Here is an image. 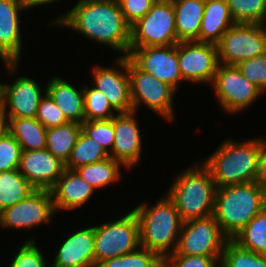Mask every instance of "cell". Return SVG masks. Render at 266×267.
Returning a JSON list of instances; mask_svg holds the SVG:
<instances>
[{
	"mask_svg": "<svg viewBox=\"0 0 266 267\" xmlns=\"http://www.w3.org/2000/svg\"><path fill=\"white\" fill-rule=\"evenodd\" d=\"M53 23L72 28L94 42L111 47L122 56L129 53L130 25L116 0H78Z\"/></svg>",
	"mask_w": 266,
	"mask_h": 267,
	"instance_id": "1",
	"label": "cell"
},
{
	"mask_svg": "<svg viewBox=\"0 0 266 267\" xmlns=\"http://www.w3.org/2000/svg\"><path fill=\"white\" fill-rule=\"evenodd\" d=\"M265 207L266 190L256 181L217 187L213 217L233 239Z\"/></svg>",
	"mask_w": 266,
	"mask_h": 267,
	"instance_id": "2",
	"label": "cell"
},
{
	"mask_svg": "<svg viewBox=\"0 0 266 267\" xmlns=\"http://www.w3.org/2000/svg\"><path fill=\"white\" fill-rule=\"evenodd\" d=\"M146 206L142 203L133 209L140 224V246L165 260L176 251L183 220L168 195L152 207Z\"/></svg>",
	"mask_w": 266,
	"mask_h": 267,
	"instance_id": "3",
	"label": "cell"
},
{
	"mask_svg": "<svg viewBox=\"0 0 266 267\" xmlns=\"http://www.w3.org/2000/svg\"><path fill=\"white\" fill-rule=\"evenodd\" d=\"M260 138L242 142L226 139L202 162L217 187L254 182L258 176Z\"/></svg>",
	"mask_w": 266,
	"mask_h": 267,
	"instance_id": "4",
	"label": "cell"
},
{
	"mask_svg": "<svg viewBox=\"0 0 266 267\" xmlns=\"http://www.w3.org/2000/svg\"><path fill=\"white\" fill-rule=\"evenodd\" d=\"M217 186L204 164L194 163L178 174L166 193L183 221L213 215Z\"/></svg>",
	"mask_w": 266,
	"mask_h": 267,
	"instance_id": "5",
	"label": "cell"
},
{
	"mask_svg": "<svg viewBox=\"0 0 266 267\" xmlns=\"http://www.w3.org/2000/svg\"><path fill=\"white\" fill-rule=\"evenodd\" d=\"M95 266L101 262L133 252L140 247V224L133 209L120 217L94 226Z\"/></svg>",
	"mask_w": 266,
	"mask_h": 267,
	"instance_id": "6",
	"label": "cell"
},
{
	"mask_svg": "<svg viewBox=\"0 0 266 267\" xmlns=\"http://www.w3.org/2000/svg\"><path fill=\"white\" fill-rule=\"evenodd\" d=\"M178 43L172 0H156L148 13L130 26L129 49Z\"/></svg>",
	"mask_w": 266,
	"mask_h": 267,
	"instance_id": "7",
	"label": "cell"
},
{
	"mask_svg": "<svg viewBox=\"0 0 266 267\" xmlns=\"http://www.w3.org/2000/svg\"><path fill=\"white\" fill-rule=\"evenodd\" d=\"M219 63L237 65L266 52L265 24L234 23L216 44Z\"/></svg>",
	"mask_w": 266,
	"mask_h": 267,
	"instance_id": "8",
	"label": "cell"
},
{
	"mask_svg": "<svg viewBox=\"0 0 266 267\" xmlns=\"http://www.w3.org/2000/svg\"><path fill=\"white\" fill-rule=\"evenodd\" d=\"M128 74L133 111L139 110L141 103H144L152 112L172 122L176 115L173 107V95L176 90L139 69L129 58Z\"/></svg>",
	"mask_w": 266,
	"mask_h": 267,
	"instance_id": "9",
	"label": "cell"
},
{
	"mask_svg": "<svg viewBox=\"0 0 266 267\" xmlns=\"http://www.w3.org/2000/svg\"><path fill=\"white\" fill-rule=\"evenodd\" d=\"M229 238L213 215L183 221L176 252L181 255L222 256Z\"/></svg>",
	"mask_w": 266,
	"mask_h": 267,
	"instance_id": "10",
	"label": "cell"
},
{
	"mask_svg": "<svg viewBox=\"0 0 266 267\" xmlns=\"http://www.w3.org/2000/svg\"><path fill=\"white\" fill-rule=\"evenodd\" d=\"M212 89L221 108L228 113H238L247 109L260 98L262 90L245 78L236 65L219 63Z\"/></svg>",
	"mask_w": 266,
	"mask_h": 267,
	"instance_id": "11",
	"label": "cell"
},
{
	"mask_svg": "<svg viewBox=\"0 0 266 267\" xmlns=\"http://www.w3.org/2000/svg\"><path fill=\"white\" fill-rule=\"evenodd\" d=\"M56 209L50 190L36 189L23 201L0 212V227L29 229L50 223Z\"/></svg>",
	"mask_w": 266,
	"mask_h": 267,
	"instance_id": "12",
	"label": "cell"
},
{
	"mask_svg": "<svg viewBox=\"0 0 266 267\" xmlns=\"http://www.w3.org/2000/svg\"><path fill=\"white\" fill-rule=\"evenodd\" d=\"M127 57L141 70L167 83L176 91L183 82L178 59V43L129 49Z\"/></svg>",
	"mask_w": 266,
	"mask_h": 267,
	"instance_id": "13",
	"label": "cell"
},
{
	"mask_svg": "<svg viewBox=\"0 0 266 267\" xmlns=\"http://www.w3.org/2000/svg\"><path fill=\"white\" fill-rule=\"evenodd\" d=\"M178 59L183 81L212 84L219 64L215 44L198 41L178 42Z\"/></svg>",
	"mask_w": 266,
	"mask_h": 267,
	"instance_id": "14",
	"label": "cell"
},
{
	"mask_svg": "<svg viewBox=\"0 0 266 267\" xmlns=\"http://www.w3.org/2000/svg\"><path fill=\"white\" fill-rule=\"evenodd\" d=\"M23 0H0V58L7 74H15L22 54L20 14L26 11Z\"/></svg>",
	"mask_w": 266,
	"mask_h": 267,
	"instance_id": "15",
	"label": "cell"
},
{
	"mask_svg": "<svg viewBox=\"0 0 266 267\" xmlns=\"http://www.w3.org/2000/svg\"><path fill=\"white\" fill-rule=\"evenodd\" d=\"M117 68L94 66L93 87L106 95L116 113H129L133 111L130 78L128 74V57L121 56L116 59Z\"/></svg>",
	"mask_w": 266,
	"mask_h": 267,
	"instance_id": "16",
	"label": "cell"
},
{
	"mask_svg": "<svg viewBox=\"0 0 266 267\" xmlns=\"http://www.w3.org/2000/svg\"><path fill=\"white\" fill-rule=\"evenodd\" d=\"M45 93L34 79L25 76H19L10 84L0 83V101L7 118H35Z\"/></svg>",
	"mask_w": 266,
	"mask_h": 267,
	"instance_id": "17",
	"label": "cell"
},
{
	"mask_svg": "<svg viewBox=\"0 0 266 267\" xmlns=\"http://www.w3.org/2000/svg\"><path fill=\"white\" fill-rule=\"evenodd\" d=\"M65 170V163L47 149L22 150L19 171L35 189L50 190Z\"/></svg>",
	"mask_w": 266,
	"mask_h": 267,
	"instance_id": "18",
	"label": "cell"
},
{
	"mask_svg": "<svg viewBox=\"0 0 266 267\" xmlns=\"http://www.w3.org/2000/svg\"><path fill=\"white\" fill-rule=\"evenodd\" d=\"M135 113L132 111L114 116L115 141L109 155L127 169L136 165L141 159L143 141Z\"/></svg>",
	"mask_w": 266,
	"mask_h": 267,
	"instance_id": "19",
	"label": "cell"
},
{
	"mask_svg": "<svg viewBox=\"0 0 266 267\" xmlns=\"http://www.w3.org/2000/svg\"><path fill=\"white\" fill-rule=\"evenodd\" d=\"M94 226L75 231L64 239L49 267H96Z\"/></svg>",
	"mask_w": 266,
	"mask_h": 267,
	"instance_id": "20",
	"label": "cell"
},
{
	"mask_svg": "<svg viewBox=\"0 0 266 267\" xmlns=\"http://www.w3.org/2000/svg\"><path fill=\"white\" fill-rule=\"evenodd\" d=\"M50 192L56 212L75 211L89 201L95 189L76 170L65 169Z\"/></svg>",
	"mask_w": 266,
	"mask_h": 267,
	"instance_id": "21",
	"label": "cell"
},
{
	"mask_svg": "<svg viewBox=\"0 0 266 267\" xmlns=\"http://www.w3.org/2000/svg\"><path fill=\"white\" fill-rule=\"evenodd\" d=\"M46 85V93L64 113L66 119L82 124L85 121L83 89H76L59 76L53 77Z\"/></svg>",
	"mask_w": 266,
	"mask_h": 267,
	"instance_id": "22",
	"label": "cell"
},
{
	"mask_svg": "<svg viewBox=\"0 0 266 267\" xmlns=\"http://www.w3.org/2000/svg\"><path fill=\"white\" fill-rule=\"evenodd\" d=\"M234 23L226 0H205L199 42L216 45Z\"/></svg>",
	"mask_w": 266,
	"mask_h": 267,
	"instance_id": "23",
	"label": "cell"
},
{
	"mask_svg": "<svg viewBox=\"0 0 266 267\" xmlns=\"http://www.w3.org/2000/svg\"><path fill=\"white\" fill-rule=\"evenodd\" d=\"M178 42L198 41L205 0H172Z\"/></svg>",
	"mask_w": 266,
	"mask_h": 267,
	"instance_id": "24",
	"label": "cell"
},
{
	"mask_svg": "<svg viewBox=\"0 0 266 267\" xmlns=\"http://www.w3.org/2000/svg\"><path fill=\"white\" fill-rule=\"evenodd\" d=\"M8 132L22 150L46 149L47 128L36 118H8Z\"/></svg>",
	"mask_w": 266,
	"mask_h": 267,
	"instance_id": "25",
	"label": "cell"
},
{
	"mask_svg": "<svg viewBox=\"0 0 266 267\" xmlns=\"http://www.w3.org/2000/svg\"><path fill=\"white\" fill-rule=\"evenodd\" d=\"M81 131L82 125L75 122L47 129L46 149L66 163Z\"/></svg>",
	"mask_w": 266,
	"mask_h": 267,
	"instance_id": "26",
	"label": "cell"
},
{
	"mask_svg": "<svg viewBox=\"0 0 266 267\" xmlns=\"http://www.w3.org/2000/svg\"><path fill=\"white\" fill-rule=\"evenodd\" d=\"M35 190L19 169L0 172V212L23 201Z\"/></svg>",
	"mask_w": 266,
	"mask_h": 267,
	"instance_id": "27",
	"label": "cell"
},
{
	"mask_svg": "<svg viewBox=\"0 0 266 267\" xmlns=\"http://www.w3.org/2000/svg\"><path fill=\"white\" fill-rule=\"evenodd\" d=\"M119 161L108 157L102 161L81 166L76 169L80 176L95 190L106 187L111 183L121 180Z\"/></svg>",
	"mask_w": 266,
	"mask_h": 267,
	"instance_id": "28",
	"label": "cell"
},
{
	"mask_svg": "<svg viewBox=\"0 0 266 267\" xmlns=\"http://www.w3.org/2000/svg\"><path fill=\"white\" fill-rule=\"evenodd\" d=\"M108 157L110 155L96 140L81 131L70 157L65 163V169L76 170L81 166L96 163Z\"/></svg>",
	"mask_w": 266,
	"mask_h": 267,
	"instance_id": "29",
	"label": "cell"
},
{
	"mask_svg": "<svg viewBox=\"0 0 266 267\" xmlns=\"http://www.w3.org/2000/svg\"><path fill=\"white\" fill-rule=\"evenodd\" d=\"M232 240L244 249L266 255V207Z\"/></svg>",
	"mask_w": 266,
	"mask_h": 267,
	"instance_id": "30",
	"label": "cell"
},
{
	"mask_svg": "<svg viewBox=\"0 0 266 267\" xmlns=\"http://www.w3.org/2000/svg\"><path fill=\"white\" fill-rule=\"evenodd\" d=\"M235 23L265 24L266 0H226Z\"/></svg>",
	"mask_w": 266,
	"mask_h": 267,
	"instance_id": "31",
	"label": "cell"
},
{
	"mask_svg": "<svg viewBox=\"0 0 266 267\" xmlns=\"http://www.w3.org/2000/svg\"><path fill=\"white\" fill-rule=\"evenodd\" d=\"M220 263L224 267H266V255L244 249L229 239L225 244Z\"/></svg>",
	"mask_w": 266,
	"mask_h": 267,
	"instance_id": "32",
	"label": "cell"
},
{
	"mask_svg": "<svg viewBox=\"0 0 266 267\" xmlns=\"http://www.w3.org/2000/svg\"><path fill=\"white\" fill-rule=\"evenodd\" d=\"M84 115L86 121L107 120L113 118L115 109L109 103L105 94L95 87L83 86Z\"/></svg>",
	"mask_w": 266,
	"mask_h": 267,
	"instance_id": "33",
	"label": "cell"
},
{
	"mask_svg": "<svg viewBox=\"0 0 266 267\" xmlns=\"http://www.w3.org/2000/svg\"><path fill=\"white\" fill-rule=\"evenodd\" d=\"M164 260L155 252L139 247L125 255L101 262L97 267H163Z\"/></svg>",
	"mask_w": 266,
	"mask_h": 267,
	"instance_id": "34",
	"label": "cell"
},
{
	"mask_svg": "<svg viewBox=\"0 0 266 267\" xmlns=\"http://www.w3.org/2000/svg\"><path fill=\"white\" fill-rule=\"evenodd\" d=\"M81 125L87 136L96 140L108 154L112 152L115 141L114 117L107 120H85Z\"/></svg>",
	"mask_w": 266,
	"mask_h": 267,
	"instance_id": "35",
	"label": "cell"
},
{
	"mask_svg": "<svg viewBox=\"0 0 266 267\" xmlns=\"http://www.w3.org/2000/svg\"><path fill=\"white\" fill-rule=\"evenodd\" d=\"M36 239H27L15 254L10 267H48L50 266L37 245ZM37 245V246H36Z\"/></svg>",
	"mask_w": 266,
	"mask_h": 267,
	"instance_id": "36",
	"label": "cell"
},
{
	"mask_svg": "<svg viewBox=\"0 0 266 267\" xmlns=\"http://www.w3.org/2000/svg\"><path fill=\"white\" fill-rule=\"evenodd\" d=\"M21 146L15 138L7 132L0 138V172L19 169Z\"/></svg>",
	"mask_w": 266,
	"mask_h": 267,
	"instance_id": "37",
	"label": "cell"
},
{
	"mask_svg": "<svg viewBox=\"0 0 266 267\" xmlns=\"http://www.w3.org/2000/svg\"><path fill=\"white\" fill-rule=\"evenodd\" d=\"M237 68L251 83L266 91V52L248 60L239 62Z\"/></svg>",
	"mask_w": 266,
	"mask_h": 267,
	"instance_id": "38",
	"label": "cell"
},
{
	"mask_svg": "<svg viewBox=\"0 0 266 267\" xmlns=\"http://www.w3.org/2000/svg\"><path fill=\"white\" fill-rule=\"evenodd\" d=\"M35 118L47 129L69 123L64 113L47 93L40 99Z\"/></svg>",
	"mask_w": 266,
	"mask_h": 267,
	"instance_id": "39",
	"label": "cell"
},
{
	"mask_svg": "<svg viewBox=\"0 0 266 267\" xmlns=\"http://www.w3.org/2000/svg\"><path fill=\"white\" fill-rule=\"evenodd\" d=\"M222 256L181 255L176 251L165 260L166 267H218Z\"/></svg>",
	"mask_w": 266,
	"mask_h": 267,
	"instance_id": "40",
	"label": "cell"
},
{
	"mask_svg": "<svg viewBox=\"0 0 266 267\" xmlns=\"http://www.w3.org/2000/svg\"><path fill=\"white\" fill-rule=\"evenodd\" d=\"M119 3L125 21L131 26L143 18L156 0H116Z\"/></svg>",
	"mask_w": 266,
	"mask_h": 267,
	"instance_id": "41",
	"label": "cell"
},
{
	"mask_svg": "<svg viewBox=\"0 0 266 267\" xmlns=\"http://www.w3.org/2000/svg\"><path fill=\"white\" fill-rule=\"evenodd\" d=\"M256 182L266 190V139L260 138L258 176Z\"/></svg>",
	"mask_w": 266,
	"mask_h": 267,
	"instance_id": "42",
	"label": "cell"
},
{
	"mask_svg": "<svg viewBox=\"0 0 266 267\" xmlns=\"http://www.w3.org/2000/svg\"><path fill=\"white\" fill-rule=\"evenodd\" d=\"M8 132V118L5 107L0 101V138Z\"/></svg>",
	"mask_w": 266,
	"mask_h": 267,
	"instance_id": "43",
	"label": "cell"
},
{
	"mask_svg": "<svg viewBox=\"0 0 266 267\" xmlns=\"http://www.w3.org/2000/svg\"><path fill=\"white\" fill-rule=\"evenodd\" d=\"M57 0H23L24 5L26 6L27 10L39 5H45L49 3H53Z\"/></svg>",
	"mask_w": 266,
	"mask_h": 267,
	"instance_id": "44",
	"label": "cell"
},
{
	"mask_svg": "<svg viewBox=\"0 0 266 267\" xmlns=\"http://www.w3.org/2000/svg\"><path fill=\"white\" fill-rule=\"evenodd\" d=\"M218 267H224L221 263H219Z\"/></svg>",
	"mask_w": 266,
	"mask_h": 267,
	"instance_id": "45",
	"label": "cell"
}]
</instances>
